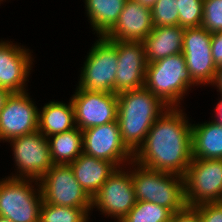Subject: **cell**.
<instances>
[{"mask_svg": "<svg viewBox=\"0 0 222 222\" xmlns=\"http://www.w3.org/2000/svg\"><path fill=\"white\" fill-rule=\"evenodd\" d=\"M197 86L187 70L182 53L148 63L145 87L169 107H182L180 101L190 87Z\"/></svg>", "mask_w": 222, "mask_h": 222, "instance_id": "cell-4", "label": "cell"}, {"mask_svg": "<svg viewBox=\"0 0 222 222\" xmlns=\"http://www.w3.org/2000/svg\"><path fill=\"white\" fill-rule=\"evenodd\" d=\"M11 92L5 88H0V112L4 108L7 98L10 96Z\"/></svg>", "mask_w": 222, "mask_h": 222, "instance_id": "cell-34", "label": "cell"}, {"mask_svg": "<svg viewBox=\"0 0 222 222\" xmlns=\"http://www.w3.org/2000/svg\"><path fill=\"white\" fill-rule=\"evenodd\" d=\"M215 88L217 87V91L221 94L222 93V66L217 67L214 80L211 84Z\"/></svg>", "mask_w": 222, "mask_h": 222, "instance_id": "cell-32", "label": "cell"}, {"mask_svg": "<svg viewBox=\"0 0 222 222\" xmlns=\"http://www.w3.org/2000/svg\"><path fill=\"white\" fill-rule=\"evenodd\" d=\"M183 178L187 206L222 202V159H192Z\"/></svg>", "mask_w": 222, "mask_h": 222, "instance_id": "cell-7", "label": "cell"}, {"mask_svg": "<svg viewBox=\"0 0 222 222\" xmlns=\"http://www.w3.org/2000/svg\"><path fill=\"white\" fill-rule=\"evenodd\" d=\"M173 212L161 205L136 201L135 206L120 222H170Z\"/></svg>", "mask_w": 222, "mask_h": 222, "instance_id": "cell-25", "label": "cell"}, {"mask_svg": "<svg viewBox=\"0 0 222 222\" xmlns=\"http://www.w3.org/2000/svg\"><path fill=\"white\" fill-rule=\"evenodd\" d=\"M184 32L179 25L154 27L143 40L147 63L182 53Z\"/></svg>", "mask_w": 222, "mask_h": 222, "instance_id": "cell-19", "label": "cell"}, {"mask_svg": "<svg viewBox=\"0 0 222 222\" xmlns=\"http://www.w3.org/2000/svg\"><path fill=\"white\" fill-rule=\"evenodd\" d=\"M204 0H178L179 26L182 28L201 27Z\"/></svg>", "mask_w": 222, "mask_h": 222, "instance_id": "cell-27", "label": "cell"}, {"mask_svg": "<svg viewBox=\"0 0 222 222\" xmlns=\"http://www.w3.org/2000/svg\"><path fill=\"white\" fill-rule=\"evenodd\" d=\"M117 98V122L121 138L134 154L144 142L153 123L169 106L145 86L120 92Z\"/></svg>", "mask_w": 222, "mask_h": 222, "instance_id": "cell-2", "label": "cell"}, {"mask_svg": "<svg viewBox=\"0 0 222 222\" xmlns=\"http://www.w3.org/2000/svg\"><path fill=\"white\" fill-rule=\"evenodd\" d=\"M201 222H222V202L202 203L193 207Z\"/></svg>", "mask_w": 222, "mask_h": 222, "instance_id": "cell-29", "label": "cell"}, {"mask_svg": "<svg viewBox=\"0 0 222 222\" xmlns=\"http://www.w3.org/2000/svg\"><path fill=\"white\" fill-rule=\"evenodd\" d=\"M186 116L180 107H168L153 123L133 161L183 177L192 161V124Z\"/></svg>", "mask_w": 222, "mask_h": 222, "instance_id": "cell-1", "label": "cell"}, {"mask_svg": "<svg viewBox=\"0 0 222 222\" xmlns=\"http://www.w3.org/2000/svg\"><path fill=\"white\" fill-rule=\"evenodd\" d=\"M126 166L116 168L92 197V211L93 208L98 209L103 216H110L116 222H120L136 204L132 185L131 162Z\"/></svg>", "mask_w": 222, "mask_h": 222, "instance_id": "cell-9", "label": "cell"}, {"mask_svg": "<svg viewBox=\"0 0 222 222\" xmlns=\"http://www.w3.org/2000/svg\"><path fill=\"white\" fill-rule=\"evenodd\" d=\"M82 134L84 154L111 162L116 168L133 161V153L123 143L117 121L87 128Z\"/></svg>", "mask_w": 222, "mask_h": 222, "instance_id": "cell-11", "label": "cell"}, {"mask_svg": "<svg viewBox=\"0 0 222 222\" xmlns=\"http://www.w3.org/2000/svg\"><path fill=\"white\" fill-rule=\"evenodd\" d=\"M220 96L221 97L219 98V101L216 104L215 111H214L215 112V116H214L215 119L212 121L222 126V93Z\"/></svg>", "mask_w": 222, "mask_h": 222, "instance_id": "cell-33", "label": "cell"}, {"mask_svg": "<svg viewBox=\"0 0 222 222\" xmlns=\"http://www.w3.org/2000/svg\"><path fill=\"white\" fill-rule=\"evenodd\" d=\"M115 93L145 86L147 60L143 41L117 40Z\"/></svg>", "mask_w": 222, "mask_h": 222, "instance_id": "cell-16", "label": "cell"}, {"mask_svg": "<svg viewBox=\"0 0 222 222\" xmlns=\"http://www.w3.org/2000/svg\"><path fill=\"white\" fill-rule=\"evenodd\" d=\"M131 167L136 201L152 202L170 209L173 213L187 207L182 176L151 170L134 161L131 162Z\"/></svg>", "mask_w": 222, "mask_h": 222, "instance_id": "cell-3", "label": "cell"}, {"mask_svg": "<svg viewBox=\"0 0 222 222\" xmlns=\"http://www.w3.org/2000/svg\"><path fill=\"white\" fill-rule=\"evenodd\" d=\"M201 26L211 34L222 32V0L203 1V19Z\"/></svg>", "mask_w": 222, "mask_h": 222, "instance_id": "cell-28", "label": "cell"}, {"mask_svg": "<svg viewBox=\"0 0 222 222\" xmlns=\"http://www.w3.org/2000/svg\"><path fill=\"white\" fill-rule=\"evenodd\" d=\"M28 92L11 93L0 112V142L38 130V110Z\"/></svg>", "mask_w": 222, "mask_h": 222, "instance_id": "cell-14", "label": "cell"}, {"mask_svg": "<svg viewBox=\"0 0 222 222\" xmlns=\"http://www.w3.org/2000/svg\"><path fill=\"white\" fill-rule=\"evenodd\" d=\"M136 2H139L140 4H142L143 6L152 8L153 5L156 3L157 0H134Z\"/></svg>", "mask_w": 222, "mask_h": 222, "instance_id": "cell-35", "label": "cell"}, {"mask_svg": "<svg viewBox=\"0 0 222 222\" xmlns=\"http://www.w3.org/2000/svg\"><path fill=\"white\" fill-rule=\"evenodd\" d=\"M153 28L151 8L127 0L116 24L104 37L109 40L143 41Z\"/></svg>", "mask_w": 222, "mask_h": 222, "instance_id": "cell-17", "label": "cell"}, {"mask_svg": "<svg viewBox=\"0 0 222 222\" xmlns=\"http://www.w3.org/2000/svg\"><path fill=\"white\" fill-rule=\"evenodd\" d=\"M212 58L217 67L222 66V32L212 33L211 38Z\"/></svg>", "mask_w": 222, "mask_h": 222, "instance_id": "cell-31", "label": "cell"}, {"mask_svg": "<svg viewBox=\"0 0 222 222\" xmlns=\"http://www.w3.org/2000/svg\"><path fill=\"white\" fill-rule=\"evenodd\" d=\"M91 210L42 202L40 222H89Z\"/></svg>", "mask_w": 222, "mask_h": 222, "instance_id": "cell-24", "label": "cell"}, {"mask_svg": "<svg viewBox=\"0 0 222 222\" xmlns=\"http://www.w3.org/2000/svg\"><path fill=\"white\" fill-rule=\"evenodd\" d=\"M12 147L17 172L10 178L40 180L54 165L50 156L49 140L40 131L13 138Z\"/></svg>", "mask_w": 222, "mask_h": 222, "instance_id": "cell-8", "label": "cell"}, {"mask_svg": "<svg viewBox=\"0 0 222 222\" xmlns=\"http://www.w3.org/2000/svg\"><path fill=\"white\" fill-rule=\"evenodd\" d=\"M0 222H11L8 218L0 216Z\"/></svg>", "mask_w": 222, "mask_h": 222, "instance_id": "cell-36", "label": "cell"}, {"mask_svg": "<svg viewBox=\"0 0 222 222\" xmlns=\"http://www.w3.org/2000/svg\"><path fill=\"white\" fill-rule=\"evenodd\" d=\"M170 222H201L199 213L193 208L187 206L179 212L172 215Z\"/></svg>", "mask_w": 222, "mask_h": 222, "instance_id": "cell-30", "label": "cell"}, {"mask_svg": "<svg viewBox=\"0 0 222 222\" xmlns=\"http://www.w3.org/2000/svg\"><path fill=\"white\" fill-rule=\"evenodd\" d=\"M192 159H222V126L213 122L192 124Z\"/></svg>", "mask_w": 222, "mask_h": 222, "instance_id": "cell-21", "label": "cell"}, {"mask_svg": "<svg viewBox=\"0 0 222 222\" xmlns=\"http://www.w3.org/2000/svg\"><path fill=\"white\" fill-rule=\"evenodd\" d=\"M74 107L75 124L81 131L117 121L116 93H105L77 88L70 97Z\"/></svg>", "mask_w": 222, "mask_h": 222, "instance_id": "cell-12", "label": "cell"}, {"mask_svg": "<svg viewBox=\"0 0 222 222\" xmlns=\"http://www.w3.org/2000/svg\"><path fill=\"white\" fill-rule=\"evenodd\" d=\"M39 185L45 203L92 208V198L76 180L70 165L54 164L39 180Z\"/></svg>", "mask_w": 222, "mask_h": 222, "instance_id": "cell-10", "label": "cell"}, {"mask_svg": "<svg viewBox=\"0 0 222 222\" xmlns=\"http://www.w3.org/2000/svg\"><path fill=\"white\" fill-rule=\"evenodd\" d=\"M212 34L205 28H186L183 36L182 54L187 70L197 85H211L217 66L212 58Z\"/></svg>", "mask_w": 222, "mask_h": 222, "instance_id": "cell-13", "label": "cell"}, {"mask_svg": "<svg viewBox=\"0 0 222 222\" xmlns=\"http://www.w3.org/2000/svg\"><path fill=\"white\" fill-rule=\"evenodd\" d=\"M47 138L53 164L69 165L83 153V134L78 127Z\"/></svg>", "mask_w": 222, "mask_h": 222, "instance_id": "cell-23", "label": "cell"}, {"mask_svg": "<svg viewBox=\"0 0 222 222\" xmlns=\"http://www.w3.org/2000/svg\"><path fill=\"white\" fill-rule=\"evenodd\" d=\"M69 165L76 180L91 198L116 170V167L111 162L84 153Z\"/></svg>", "mask_w": 222, "mask_h": 222, "instance_id": "cell-18", "label": "cell"}, {"mask_svg": "<svg viewBox=\"0 0 222 222\" xmlns=\"http://www.w3.org/2000/svg\"><path fill=\"white\" fill-rule=\"evenodd\" d=\"M87 54L77 88L115 93L118 68L117 40L98 36Z\"/></svg>", "mask_w": 222, "mask_h": 222, "instance_id": "cell-6", "label": "cell"}, {"mask_svg": "<svg viewBox=\"0 0 222 222\" xmlns=\"http://www.w3.org/2000/svg\"><path fill=\"white\" fill-rule=\"evenodd\" d=\"M42 202L38 180L10 177L0 179V216L11 222H40Z\"/></svg>", "mask_w": 222, "mask_h": 222, "instance_id": "cell-5", "label": "cell"}, {"mask_svg": "<svg viewBox=\"0 0 222 222\" xmlns=\"http://www.w3.org/2000/svg\"><path fill=\"white\" fill-rule=\"evenodd\" d=\"M151 14L154 27L179 25L178 0H157Z\"/></svg>", "mask_w": 222, "mask_h": 222, "instance_id": "cell-26", "label": "cell"}, {"mask_svg": "<svg viewBox=\"0 0 222 222\" xmlns=\"http://www.w3.org/2000/svg\"><path fill=\"white\" fill-rule=\"evenodd\" d=\"M127 0H84L92 31L104 36L117 22Z\"/></svg>", "mask_w": 222, "mask_h": 222, "instance_id": "cell-22", "label": "cell"}, {"mask_svg": "<svg viewBox=\"0 0 222 222\" xmlns=\"http://www.w3.org/2000/svg\"><path fill=\"white\" fill-rule=\"evenodd\" d=\"M76 127L74 107L69 99L63 101H50L38 110V131L45 137L60 134Z\"/></svg>", "mask_w": 222, "mask_h": 222, "instance_id": "cell-20", "label": "cell"}, {"mask_svg": "<svg viewBox=\"0 0 222 222\" xmlns=\"http://www.w3.org/2000/svg\"><path fill=\"white\" fill-rule=\"evenodd\" d=\"M33 55L23 45L11 41H0V88L11 93H20L26 90L28 77L31 74ZM28 79V80H27Z\"/></svg>", "mask_w": 222, "mask_h": 222, "instance_id": "cell-15", "label": "cell"}]
</instances>
